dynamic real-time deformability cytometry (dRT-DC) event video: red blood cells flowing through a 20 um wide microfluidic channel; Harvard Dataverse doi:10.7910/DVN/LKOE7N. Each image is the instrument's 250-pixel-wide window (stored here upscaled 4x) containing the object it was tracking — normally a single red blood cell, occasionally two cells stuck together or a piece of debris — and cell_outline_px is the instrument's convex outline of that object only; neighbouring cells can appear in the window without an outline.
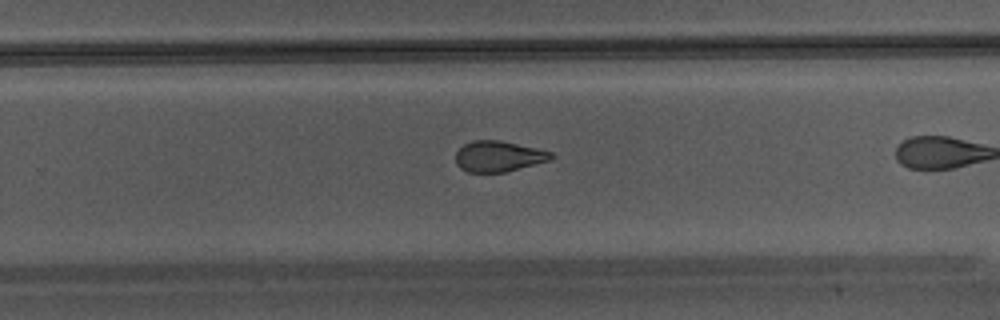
{"species": "Egyptian fruit bat (a non-hibernating species)", "species_latin": "Rousettus aegyptiacus", "temperature_condition": "warm", "stored_images_in_passage": 26, "camera_frame_rate_fps": 3000, "um_per_image_px": 0.085, "animal": {"sex": "male"}, "frame": {"image": 1, "passage_image": 19, "time_ms": 6.0, "image_size_px": [1000, 320], "cell_outline_px": [[556, 156], [552, 160], [504, 172], [468, 172], [460, 168], [456, 164], [456, 152], [464, 144], [472, 140], [500, 140], [536, 148], [552, 152]], "centroid_in_image_um": [42.39, 13.28], "position_along_channel_um": 287.4, "area_um2": 17.17}}